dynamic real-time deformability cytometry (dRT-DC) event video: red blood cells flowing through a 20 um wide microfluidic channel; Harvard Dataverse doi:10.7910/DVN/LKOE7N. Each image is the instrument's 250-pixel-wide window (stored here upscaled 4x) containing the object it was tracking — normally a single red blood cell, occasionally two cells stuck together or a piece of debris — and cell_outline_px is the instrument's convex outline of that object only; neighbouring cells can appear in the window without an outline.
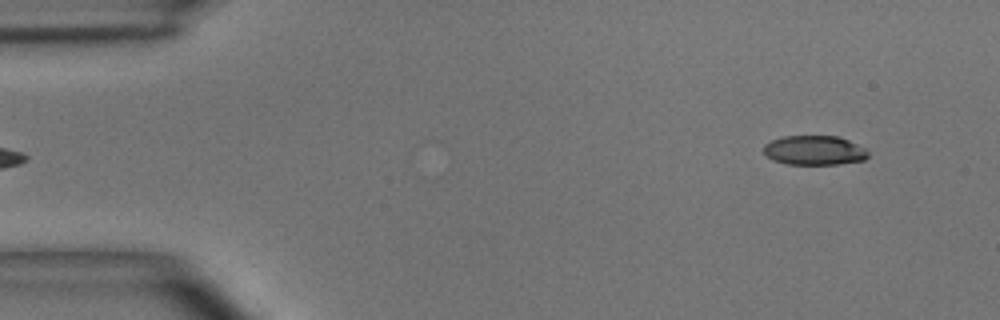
{"species": "common noctule bat (a hibernating species)", "species_latin": "Nyctalus noctula", "temperature_condition": "room temperature", "stored_images_in_passage": 5, "segment_of_instrument_passage": [2, 2], "camera_frame_rate_fps": 3000, "um_per_image_px": 0.085, "animal": {"sex": "male", "body_mass_g": 15.6}, "frame": {"image": 1, "passage_image": 5, "time_ms": 1.333, "image_size_px": [1000, 320], "cell_outline_px": [[868, 156], [864, 160], [840, 164], [788, 164], [772, 160], [764, 156], [764, 144], [772, 140], [784, 136], [836, 136], [848, 140], [864, 148], [868, 152]], "centroid_in_image_um": [69.19, 12.78], "position_along_channel_um": 15.8, "area_um2": 17.92}}